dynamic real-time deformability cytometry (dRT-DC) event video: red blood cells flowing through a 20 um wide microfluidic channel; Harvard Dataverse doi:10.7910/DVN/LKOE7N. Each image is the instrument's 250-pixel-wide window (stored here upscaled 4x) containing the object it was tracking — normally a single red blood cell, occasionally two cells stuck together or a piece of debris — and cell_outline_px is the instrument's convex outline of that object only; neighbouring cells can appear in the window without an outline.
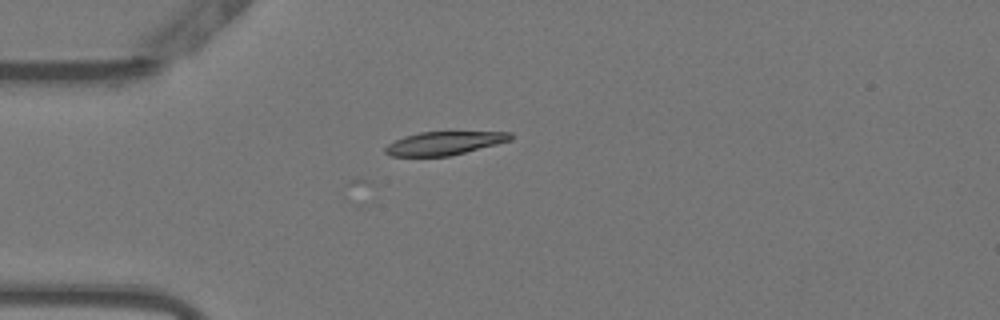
{"species": "Egyptian fruit bat (a non-hibernating species)", "species_latin": "Rousettus aegyptiacus", "temperature_condition": "warm", "stored_images_in_passage": 4, "camera_frame_rate_fps": 3000, "um_per_image_px": 0.085, "animal": {"sex": "female"}, "frame": {"image": 1, "passage_image": 1, "time_ms": 0.0, "image_size_px": [1000, 320], "cell_outline_px": [[512, 140], [448, 156], [392, 156], [384, 152], [384, 148], [388, 144], [404, 136], [420, 132], [512, 132]], "centroid_in_image_um": [37.74, 12.17], "position_along_channel_um": 47.3, "area_um2": 16.82}}